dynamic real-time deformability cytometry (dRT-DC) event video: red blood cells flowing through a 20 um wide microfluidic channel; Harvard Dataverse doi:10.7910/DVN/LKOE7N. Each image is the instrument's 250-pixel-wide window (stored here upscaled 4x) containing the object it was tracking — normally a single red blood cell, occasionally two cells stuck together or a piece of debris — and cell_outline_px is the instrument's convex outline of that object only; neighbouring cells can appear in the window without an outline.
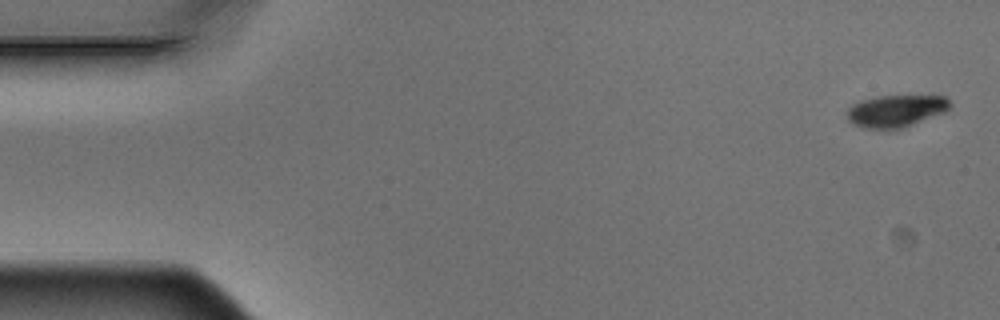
{"species": "Egyptian fruit bat (a non-hibernating species)", "species_latin": "Rousettus aegyptiacus", "temperature_condition": "warm", "stored_images_in_passage": 5, "camera_frame_rate_fps": 3000, "um_per_image_px": 0.085, "animal": {"sex": "male"}, "frame": {"image": 1, "passage_image": 1, "time_ms": 0.0, "image_size_px": [1000, 320], "cell_outline_px": [[952, 104], [948, 112], [904, 128], [888, 132], [864, 128], [852, 124], [848, 120], [848, 108], [852, 104], [864, 100], [880, 96], [948, 96]], "centroid_in_image_um": [76.21, 9.48], "position_along_channel_um": 8.8, "area_um2": 20.0}}
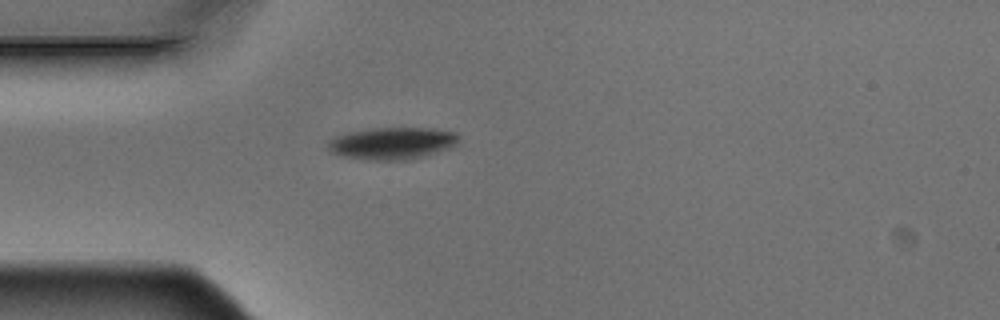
{"frame": {"image": 2, "passage_image": 5, "time_ms": 1.333, "image_size_px": [1000, 320], "cell_outline_px": [[460, 136], [456, 144], [448, 148], [436, 152], [404, 160], [372, 160], [344, 156], [332, 152], [328, 148], [328, 140], [336, 136], [348, 132], [372, 128], [424, 128], [456, 132]], "centroid_in_image_um": [33.32, 12.17], "position_along_channel_um": 51.7, "area_um2": 24.04}}